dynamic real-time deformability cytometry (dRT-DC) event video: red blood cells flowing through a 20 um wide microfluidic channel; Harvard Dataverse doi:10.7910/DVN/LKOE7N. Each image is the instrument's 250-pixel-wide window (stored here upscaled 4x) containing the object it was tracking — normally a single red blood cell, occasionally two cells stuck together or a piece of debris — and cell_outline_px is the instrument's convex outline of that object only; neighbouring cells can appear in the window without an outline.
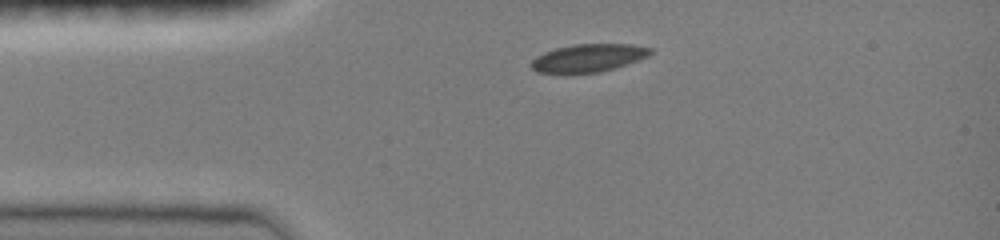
{"species": "common noctule bat (a hibernating species)", "species_latin": "Nyctalus noctula", "temperature_condition": "room temperature", "stored_images_in_passage": 34, "camera_frame_rate_fps": 3000, "um_per_image_px": 0.085, "animal": {"sex": "female", "body_mass_g": 19.0, "forearm_length_mm": 51.5}, "frame": {"image": 1, "passage_image": 1, "time_ms": 0.0, "image_size_px": [1000, 240], "cell_outline_px": [[652, 52], [648, 56], [640, 60], [600, 72], [536, 72], [528, 64], [536, 56], [544, 52], [556, 48], [572, 44], [632, 44], [652, 48]], "centroid_in_image_um": [50.02, 4.91], "position_along_channel_um": 35.0, "area_um2": 19.25}}
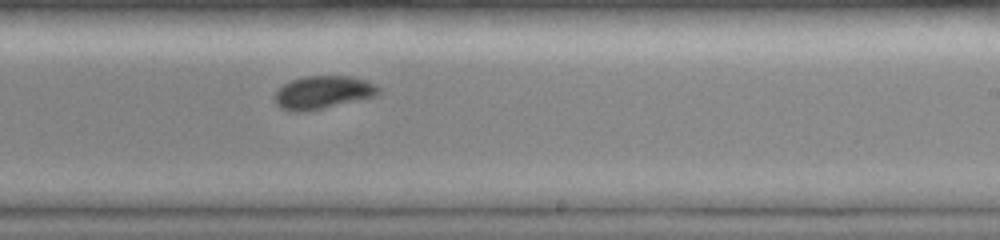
{"frame": {"image": 2, "passage_image": 20, "time_ms": 6.333, "image_size_px": [1000, 240], "cell_outline_px": [[380, 92], [376, 96], [320, 108], [300, 112], [292, 112], [280, 108], [272, 100], [272, 96], [284, 84], [292, 80], [304, 76], [352, 76], [368, 80], [376, 84], [380, 88]], "centroid_in_image_um": [27.43, 7.84], "position_along_channel_um": 261.6, "area_um2": 20.0}}
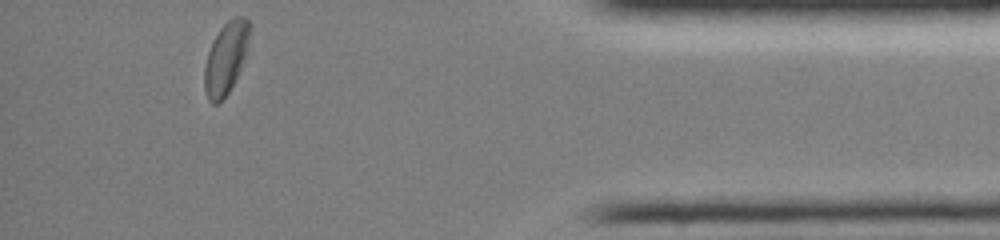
{"frame": {"image": 3, "passage_image": 34, "time_ms": 11.0, "image_size_px": [1000, 240], "cell_outline_px": [[248, 52], [228, 92], [216, 104], [212, 104], [208, 100], [204, 88], [204, 68], [208, 52], [212, 40], [220, 28], [228, 20], [236, 16], [244, 16], [248, 20]], "centroid_in_image_um": [19.18, 4.92], "position_along_channel_um": 416.0, "area_um2": 18.67}, "authors_computed_cell_mechanics": {"area_um2": 20.4034, "velocity_mm_per_s": 4.0006, "shape_relaxation_time_tau1_ms": 3.9878, "shape_relaxation_time_tau2_ms": 1.8743, "deformation_change_tau1": 0.0915, "deformation_change_tau2": 0.0336}}